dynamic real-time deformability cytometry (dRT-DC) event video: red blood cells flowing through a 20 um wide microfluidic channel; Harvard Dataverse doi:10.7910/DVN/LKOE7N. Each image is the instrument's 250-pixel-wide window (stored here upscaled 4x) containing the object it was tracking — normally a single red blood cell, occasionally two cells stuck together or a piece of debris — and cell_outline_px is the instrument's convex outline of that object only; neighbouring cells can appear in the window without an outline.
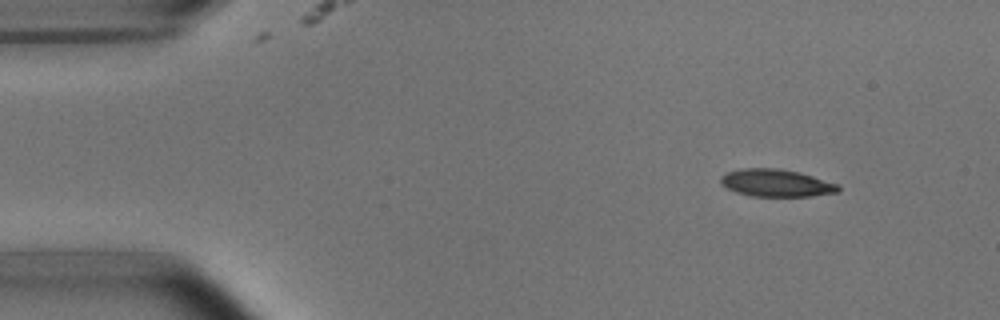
{"species": "common noctule bat (a hibernating species)", "species_latin": "Nyctalus noctula", "temperature_condition": "room temperature", "stored_images_in_passage": 4, "camera_frame_rate_fps": 3000, "um_per_image_px": 0.085, "animal": {"sex": "male", "body_mass_g": 15.6}, "frame": {"image": 1, "passage_image": 1, "time_ms": 0.0, "image_size_px": [1000, 320], "cell_outline_px": [[840, 192], [812, 196], [752, 196], [736, 192], [720, 184], [720, 176], [728, 172], [740, 168], [780, 168], [800, 172], [840, 184]], "centroid_in_image_um": [66.01, 15.55], "position_along_channel_um": 19.0, "area_um2": 19.02}}
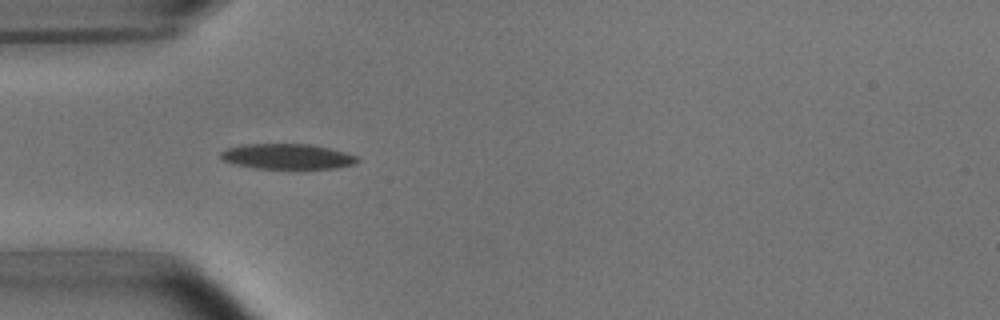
{"frame": {"image": 2, "passage_image": 3, "time_ms": 3.333, "image_size_px": [1000, 320], "cell_outline_px": [[360, 160], [356, 164], [336, 168], [252, 168], [236, 164], [224, 160], [220, 156], [220, 152], [228, 148], [248, 144], [308, 144], [328, 148], [344, 152], [356, 156]], "centroid_in_image_um": [24.44, 13.3], "position_along_channel_um": 60.6, "area_um2": 19.88}}